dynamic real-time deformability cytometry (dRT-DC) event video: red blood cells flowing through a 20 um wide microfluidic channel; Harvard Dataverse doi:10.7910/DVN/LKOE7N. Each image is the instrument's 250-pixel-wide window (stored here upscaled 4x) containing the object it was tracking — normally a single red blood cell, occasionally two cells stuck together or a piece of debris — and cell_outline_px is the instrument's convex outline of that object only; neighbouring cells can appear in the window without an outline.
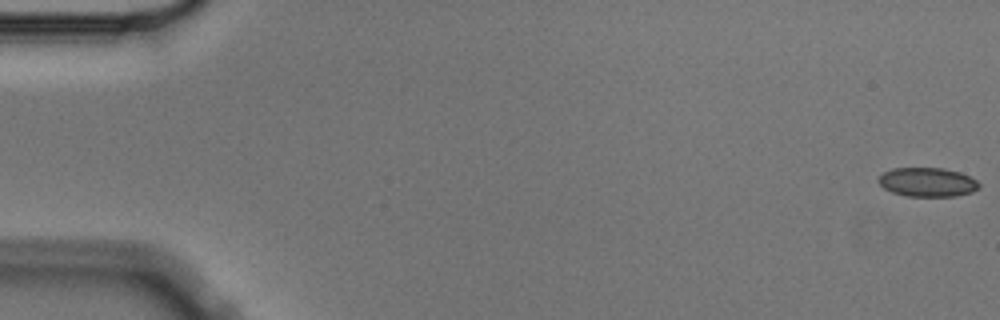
{"species": "Egyptian fruit bat (a non-hibernating species)", "species_latin": "Rousettus aegyptiacus", "temperature_condition": "cold", "stored_images_in_passage": 7, "camera_frame_rate_fps": 3000, "um_per_image_px": 0.085, "animal": {"sex": "male"}, "frame": {"image": 1, "passage_image": 1, "time_ms": 0.0, "image_size_px": [1000, 320], "cell_outline_px": [[980, 188], [972, 192], [956, 196], [904, 196], [892, 192], [884, 188], [876, 180], [884, 172], [892, 168], [944, 168], [960, 172], [976, 180], [980, 184]], "centroid_in_image_um": [78.83, 15.48], "position_along_channel_um": 6.2, "area_um2": 17.11}}
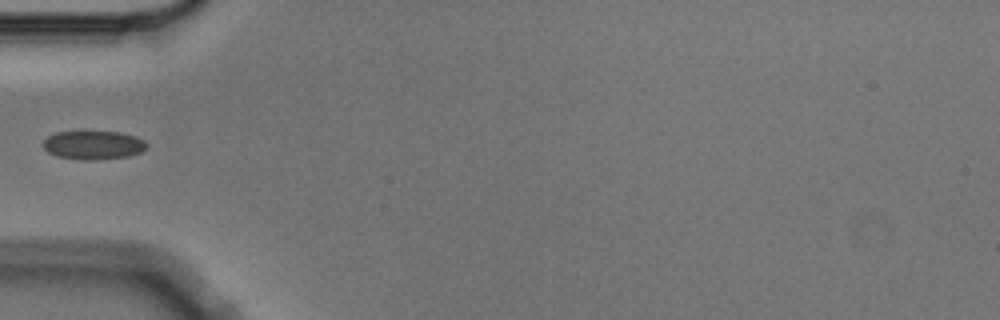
{"frame": {"image": 2, "passage_image": 6, "time_ms": 1.667, "image_size_px": [1000, 320], "cell_outline_px": [[148, 148], [140, 152], [128, 156], [96, 160], [84, 160], [56, 156], [48, 152], [44, 148], [44, 140], [48, 136], [56, 132], [80, 128], [120, 132], [136, 136], [144, 140], [148, 144]], "centroid_in_image_um": [7.93, 12.27], "position_along_channel_um": 77.1, "area_um2": 18.21}}
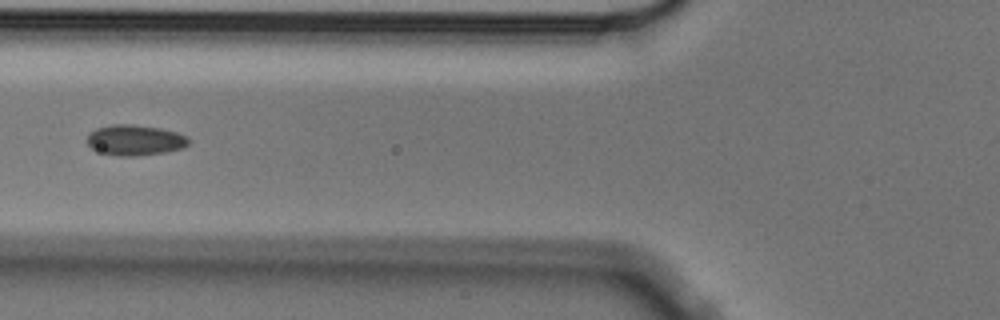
{"frame": {"image": 3, "passage_image": 7, "time_ms": 2.0, "image_size_px": [1000, 320], "cell_outline_px": [[188, 144], [184, 148], [164, 152], [136, 156], [116, 156], [92, 148], [84, 140], [88, 132], [96, 128], [112, 124], [132, 124], [160, 128], [176, 132], [188, 136]], "centroid_in_image_um": [11.44, 11.9], "position_along_channel_um": 114.4, "area_um2": 18.21}}